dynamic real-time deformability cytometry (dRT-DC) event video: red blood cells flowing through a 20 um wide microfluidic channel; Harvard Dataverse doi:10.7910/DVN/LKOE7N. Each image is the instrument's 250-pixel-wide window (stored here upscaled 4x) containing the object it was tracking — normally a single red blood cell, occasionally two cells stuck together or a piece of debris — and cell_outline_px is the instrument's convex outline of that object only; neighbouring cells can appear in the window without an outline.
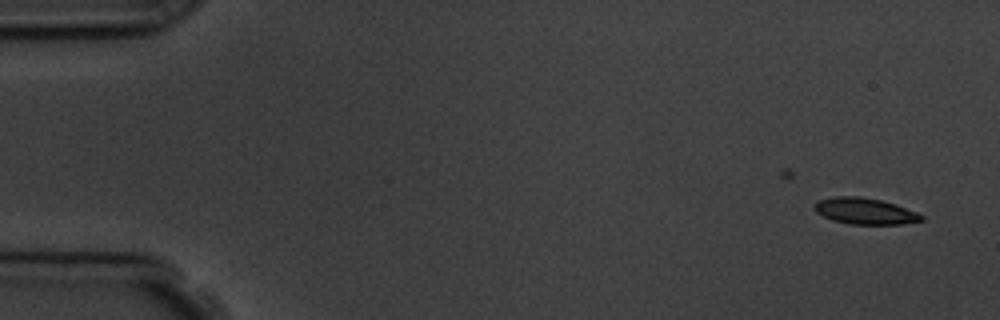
{"species": "common noctule bat (a hibernating species)", "species_latin": "Nyctalus noctula", "temperature_condition": "room temperature", "stored_images_in_passage": 2, "camera_frame_rate_fps": 3000, "um_per_image_px": 0.085, "animal": {"sex": "male", "body_mass_g": 19.5, "forearm_length_mm": 54.6}, "frame": {"image": 1, "passage_image": 2, "time_ms": 1.0, "image_size_px": [1000, 320], "cell_outline_px": [[924, 220], [900, 224], [848, 224], [832, 220], [816, 212], [812, 208], [820, 200], [836, 196], [860, 196], [880, 200], [896, 204], [916, 212], [924, 216]], "centroid_in_image_um": [73.52, 17.94], "position_along_channel_um": 11.5, "area_um2": 16.3}}